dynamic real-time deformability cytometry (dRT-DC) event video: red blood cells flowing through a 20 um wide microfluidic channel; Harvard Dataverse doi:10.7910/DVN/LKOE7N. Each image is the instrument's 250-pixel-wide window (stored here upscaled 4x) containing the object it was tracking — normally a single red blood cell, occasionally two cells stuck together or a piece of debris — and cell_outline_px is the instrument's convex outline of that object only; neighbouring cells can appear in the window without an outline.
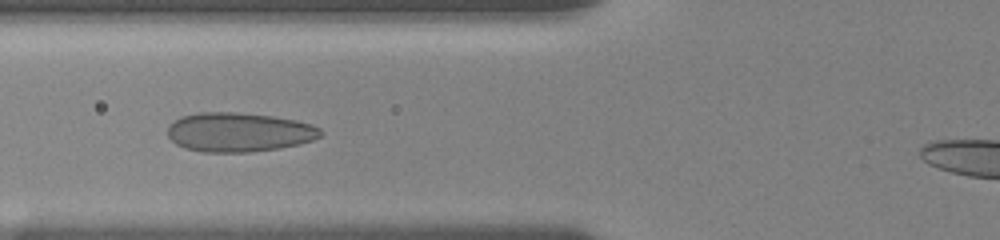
{"species": "human", "species_latin": "Homo sapiens", "temperature_condition": "room temperature", "stored_images_in_passage": 23, "camera_frame_rate_fps": 3000, "um_per_image_px": 0.085, "donor": {"sex": "female"}, "frame": {"image": 1, "passage_image": 4, "time_ms": 1.0, "image_size_px": [1000, 240], "cell_outline_px": [[324, 132], [320, 136], [312, 140], [300, 144], [280, 148], [252, 152], [204, 152], [184, 148], [176, 144], [168, 136], [168, 124], [172, 120], [180, 116], [200, 112], [236, 112], [272, 116], [296, 120], [312, 124], [320, 128]], "centroid_in_image_um": [20.29, 11.23], "position_along_channel_um": 105.5, "area_um2": 35.32}}
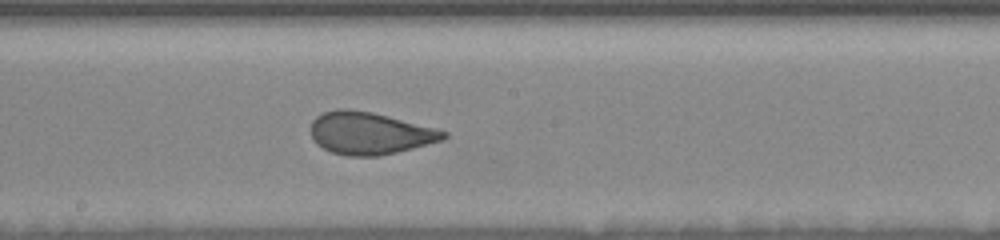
{"frame": {"image": 2, "passage_image": 14, "time_ms": 4.0, "image_size_px": [1000, 240], "cell_outline_px": [[448, 136], [444, 140], [380, 156], [348, 156], [332, 152], [316, 144], [312, 136], [312, 120], [316, 116], [324, 112], [336, 108], [348, 108], [372, 112], [436, 128], [448, 132]], "centroid_in_image_um": [31.43, 11.32], "position_along_channel_um": 216.8, "area_um2": 32.71}}
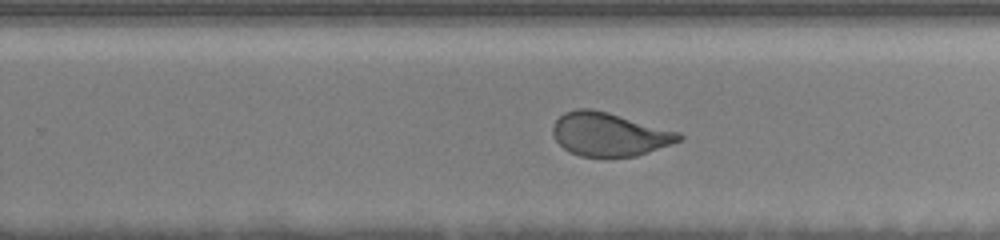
{"frame": {"image": 3, "passage_image": 20, "time_ms": 5.667, "image_size_px": [1000, 240], "cell_outline_px": [[684, 140], [636, 156], [580, 156], [568, 152], [556, 140], [552, 132], [552, 124], [564, 112], [576, 108], [588, 108], [608, 112], [680, 132], [684, 136]], "centroid_in_image_um": [51.79, 11.41], "position_along_channel_um": 278.0, "area_um2": 32.02}}